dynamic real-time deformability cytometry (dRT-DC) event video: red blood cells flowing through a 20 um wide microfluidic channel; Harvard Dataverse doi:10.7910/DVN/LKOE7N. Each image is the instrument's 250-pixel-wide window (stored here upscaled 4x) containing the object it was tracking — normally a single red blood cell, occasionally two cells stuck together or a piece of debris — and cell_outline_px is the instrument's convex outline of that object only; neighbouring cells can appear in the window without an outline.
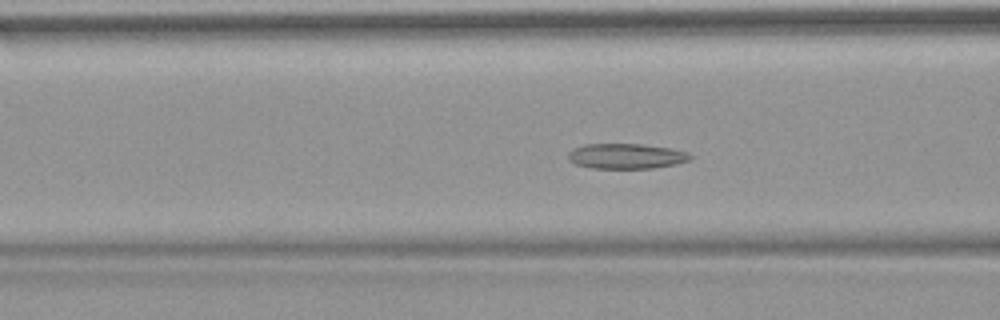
{"species": "common noctule bat (a hibernating species)", "species_latin": "Nyctalus noctula", "temperature_condition": "warm", "stored_images_in_passage": 53, "camera_frame_rate_fps": 3000, "um_per_image_px": 0.085, "animal": {"sex": "female", "body_mass_g": 18.4}, "frame": {"image": 1, "passage_image": 21, "time_ms": 6.667, "image_size_px": [1000, 320], "cell_outline_px": [[692, 156], [688, 160], [676, 164], [652, 168], [592, 168], [576, 164], [568, 160], [568, 152], [584, 144], [640, 144], [668, 148], [688, 152]], "centroid_in_image_um": [53.21, 13.27], "position_along_channel_um": 113.4, "area_um2": 17.74}}
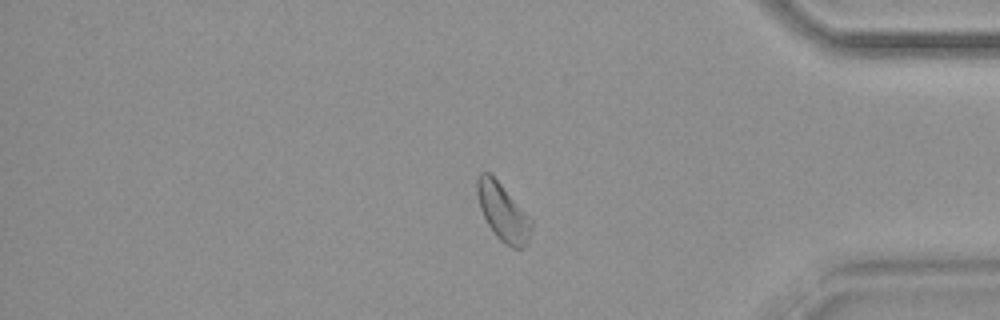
{"frame": {"image": 2, "passage_image": 45, "time_ms": 14.667, "image_size_px": [1000, 320], "cell_outline_px": [[532, 228], [528, 244], [524, 248], [512, 248], [500, 240], [496, 236], [488, 224], [480, 208], [476, 192], [476, 180], [480, 172], [488, 172], [500, 184], [532, 220]], "centroid_in_image_um": [42.74, 18.06], "position_along_channel_um": 392.5, "area_um2": 17.86}}
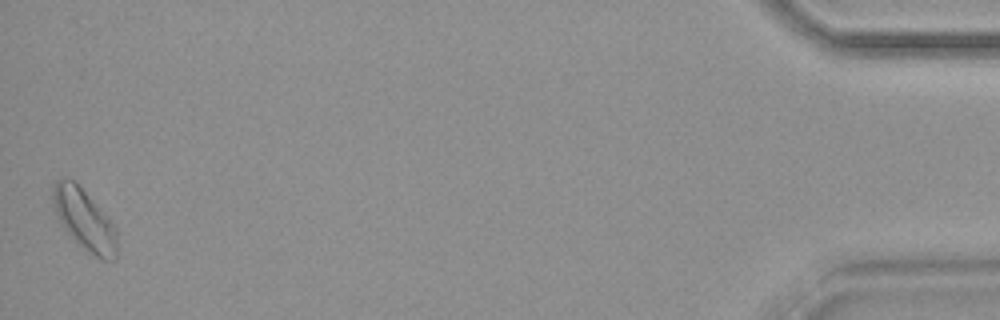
{"frame": {"image": 3, "passage_image": 53, "time_ms": 17.333, "image_size_px": [1000, 320], "cell_outline_px": [[116, 260], [104, 260], [96, 256], [80, 244], [68, 232], [60, 220], [56, 212], [52, 200], [52, 188], [56, 180], [60, 176], [68, 176], [84, 192], [116, 228]], "centroid_in_image_um": [7.14, 18.63], "position_along_channel_um": 428.1, "area_um2": 21.79}, "authors_computed_cell_mechanics": {"area_um2": 18.496, "velocity_mm_per_s": 3.7834, "shape_relaxation_time_tau1_ms": null, "shape_relaxation_time_tau2_ms": 9.8906, "deformation_change_tau1": null, "deformation_change_tau2": 0.1796}}